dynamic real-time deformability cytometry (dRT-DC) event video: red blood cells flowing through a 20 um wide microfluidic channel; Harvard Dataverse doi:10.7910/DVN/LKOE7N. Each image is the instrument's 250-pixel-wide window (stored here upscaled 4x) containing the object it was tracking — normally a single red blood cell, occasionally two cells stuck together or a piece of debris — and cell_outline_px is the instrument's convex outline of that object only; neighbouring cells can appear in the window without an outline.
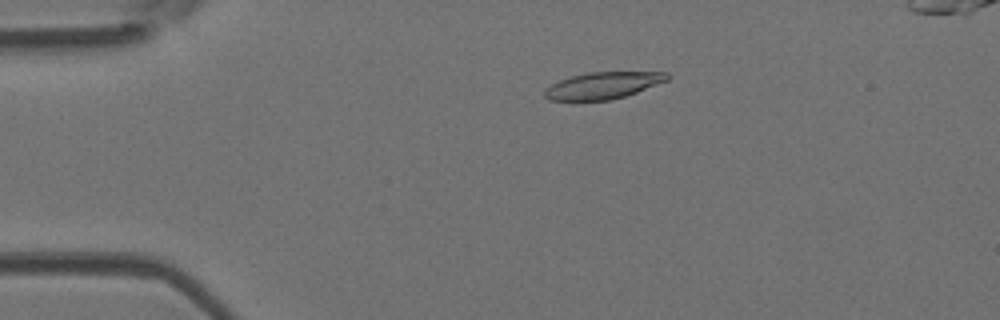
{"species": "Egyptian fruit bat (a non-hibernating species)", "species_latin": "Rousettus aegyptiacus", "temperature_condition": "room temperature", "stored_images_in_passage": 52, "camera_frame_rate_fps": 3000, "um_per_image_px": 0.085, "animal": {"sex": "female"}, "frame": {"image": 1, "passage_image": 11, "time_ms": 3.333, "image_size_px": [1000, 320], "cell_outline_px": [[672, 76], [668, 80], [636, 92], [624, 96], [608, 100], [548, 100], [544, 96], [544, 88], [560, 80], [572, 76], [588, 72], [668, 72]], "centroid_in_image_um": [51.25, 7.25], "position_along_channel_um": 33.7, "area_um2": 19.02}}
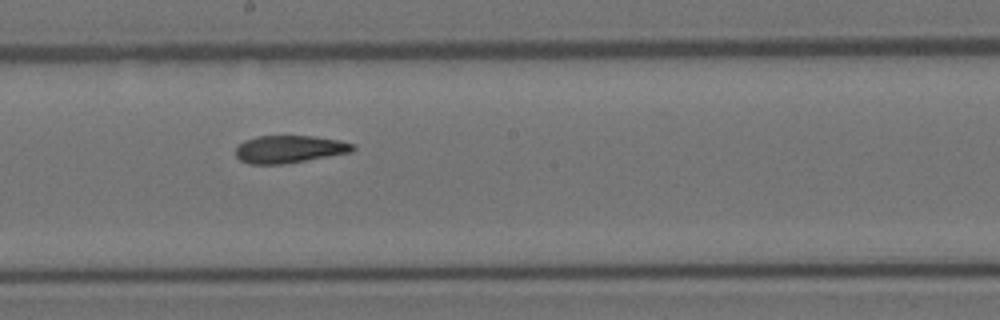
{"frame": {"image": 2, "passage_image": 29, "time_ms": 9.333, "image_size_px": [1000, 320], "cell_outline_px": [[356, 148], [352, 152], [280, 164], [248, 164], [240, 160], [236, 156], [236, 148], [244, 140], [256, 136], [312, 136], [340, 140], [356, 144]], "centroid_in_image_um": [24.6, 12.67], "position_along_channel_um": 223.6, "area_um2": 18.73}}
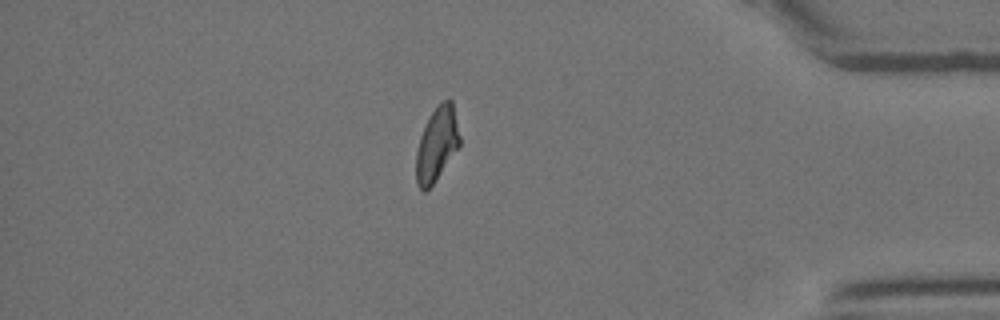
{"frame": {"image": 3, "passage_image": 45, "time_ms": 14.667, "image_size_px": [1000, 320], "cell_outline_px": [[460, 144], [432, 184], [424, 192], [416, 184], [416, 152], [420, 136], [428, 116], [444, 100], [452, 100], [460, 136]], "centroid_in_image_um": [37.11, 12.24], "position_along_channel_um": 398.1, "area_um2": 18.38}}